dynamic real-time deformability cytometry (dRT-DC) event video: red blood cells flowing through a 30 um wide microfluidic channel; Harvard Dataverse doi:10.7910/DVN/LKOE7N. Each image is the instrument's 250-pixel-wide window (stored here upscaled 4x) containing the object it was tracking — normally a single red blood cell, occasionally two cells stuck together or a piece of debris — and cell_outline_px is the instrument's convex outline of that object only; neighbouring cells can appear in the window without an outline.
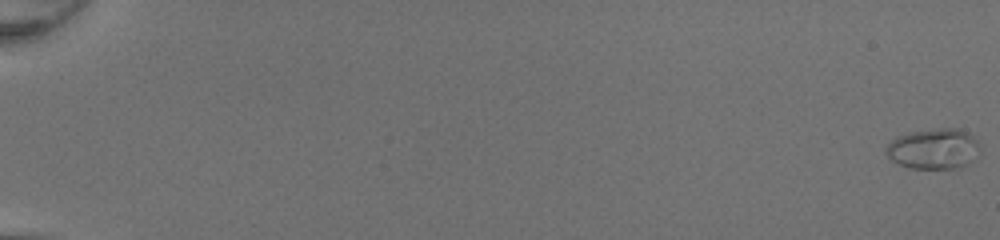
{"species": "common noctule bat (a hibernating species)", "species_latin": "Nyctalus noctula", "temperature_condition": "room temperature", "stored_images_in_passage": 52, "camera_frame_rate_fps": 3000, "um_per_image_px": 0.085, "animal": {"sex": "female", "body_mass_g": 20.0, "forearm_length_mm": 54.0}, "frame": {"image": 1, "passage_image": 1, "time_ms": 0.0, "image_size_px": [1000, 240], "cell_outline_px": [[980, 152], [976, 160], [956, 168], [912, 168], [900, 164], [892, 160], [884, 152], [884, 148], [896, 136], [908, 132], [940, 128], [960, 128], [968, 132], [980, 144]], "centroid_in_image_um": [79.39, 12.63], "position_along_channel_um": 5.6, "area_um2": 22.43}}
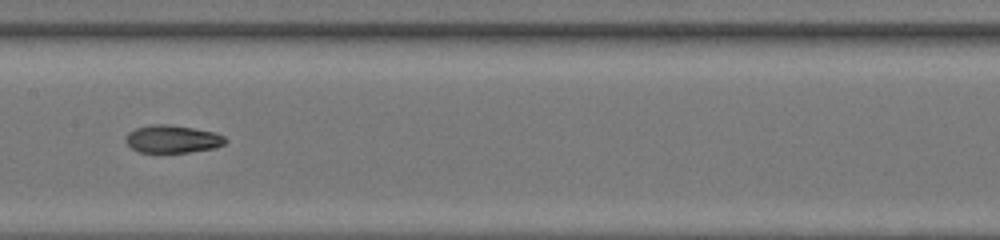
{"frame": {"image": 2, "passage_image": 30, "time_ms": 9.667, "image_size_px": [1000, 240], "cell_outline_px": [[228, 140], [224, 144], [216, 148], [188, 152], [140, 152], [132, 148], [124, 140], [124, 136], [128, 132], [136, 128], [152, 124], [168, 124], [216, 132], [224, 136]], "centroid_in_image_um": [14.66, 11.81], "position_along_channel_um": 192.7, "area_um2": 16.18}}
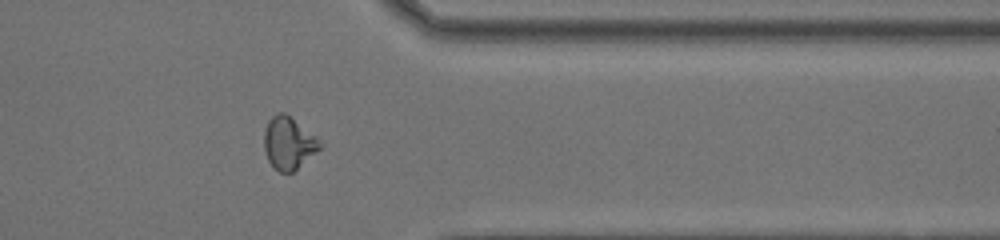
{"frame": {"image": 3, "passage_image": 44, "time_ms": 14.333, "image_size_px": [1000, 240], "cell_outline_px": [[324, 144], [316, 152], [292, 172], [280, 172], [272, 168], [268, 160], [264, 148], [264, 132], [268, 120], [272, 116], [280, 112], [284, 112], [316, 136]], "centroid_in_image_um": [24.52, 12.16], "position_along_channel_um": 386.9, "area_um2": 16.94}, "authors_computed_cell_mechanics": {"area_um2": 16.7909, "velocity_mm_per_s": 4.2737, "shape_relaxation_time_tau1_ms": 5.5717, "shape_relaxation_time_tau2_ms": 3.1901, "deformation_change_tau1": 0.2132, "deformation_change_tau2": 0.0621}}